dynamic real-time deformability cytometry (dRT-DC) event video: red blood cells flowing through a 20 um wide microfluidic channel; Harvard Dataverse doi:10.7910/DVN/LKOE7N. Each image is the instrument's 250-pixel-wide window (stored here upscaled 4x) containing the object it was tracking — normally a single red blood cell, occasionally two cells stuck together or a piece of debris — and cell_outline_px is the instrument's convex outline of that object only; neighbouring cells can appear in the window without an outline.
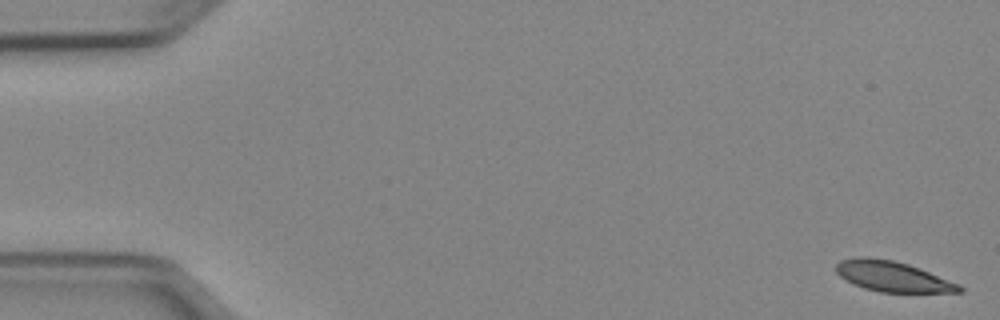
{"species": "Egyptian fruit bat (a non-hibernating species)", "species_latin": "Rousettus aegyptiacus", "temperature_condition": "cold", "stored_images_in_passage": 14, "camera_frame_rate_fps": 3000, "um_per_image_px": 0.085, "animal": {"sex": "female"}, "frame": {"image": 1, "passage_image": 1, "time_ms": 0.0, "image_size_px": [1000, 320], "cell_outline_px": [[964, 292], [880, 292], [864, 288], [840, 276], [836, 272], [836, 264], [840, 260], [860, 256], [868, 256], [892, 260], [908, 264], [920, 268], [960, 284], [964, 288]], "centroid_in_image_um": [75.9, 23.49], "position_along_channel_um": 9.1, "area_um2": 21.79}}